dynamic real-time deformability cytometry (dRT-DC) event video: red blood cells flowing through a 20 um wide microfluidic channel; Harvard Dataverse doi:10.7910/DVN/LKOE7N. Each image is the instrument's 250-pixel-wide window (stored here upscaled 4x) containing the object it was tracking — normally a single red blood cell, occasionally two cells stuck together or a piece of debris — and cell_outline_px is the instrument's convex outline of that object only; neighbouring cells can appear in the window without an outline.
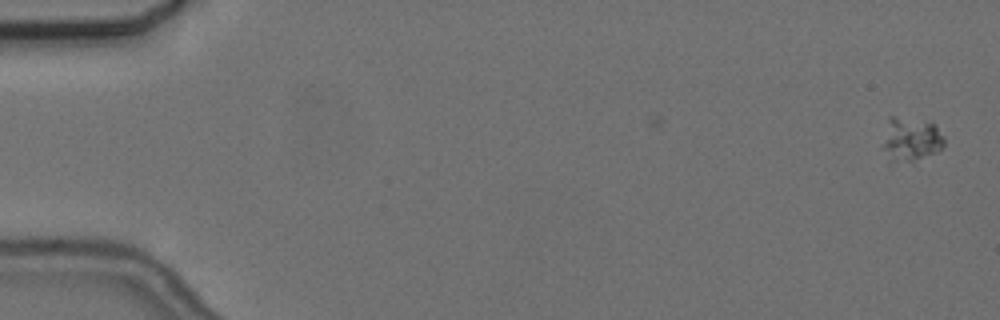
{"species": "common noctule bat (a hibernating species)", "species_latin": "Nyctalus noctula", "temperature_condition": "cold", "stored_images_in_passage": 7, "camera_frame_rate_fps": 3000, "um_per_image_px": 0.085, "animal": {"sex": "female", "body_mass_g": 24.6, "forearm_length_mm": 56.2}, "frame": {"image": 1, "passage_image": 1, "time_ms": 0.0, "image_size_px": [1000, 320], "cell_outline_px": [[944, 144], [936, 152], [912, 160], [888, 164], [880, 148], [888, 116], [896, 116], [924, 120], [936, 124], [944, 136]], "centroid_in_image_um": [77.33, 11.83], "position_along_channel_um": 7.7, "area_um2": 16.42}}